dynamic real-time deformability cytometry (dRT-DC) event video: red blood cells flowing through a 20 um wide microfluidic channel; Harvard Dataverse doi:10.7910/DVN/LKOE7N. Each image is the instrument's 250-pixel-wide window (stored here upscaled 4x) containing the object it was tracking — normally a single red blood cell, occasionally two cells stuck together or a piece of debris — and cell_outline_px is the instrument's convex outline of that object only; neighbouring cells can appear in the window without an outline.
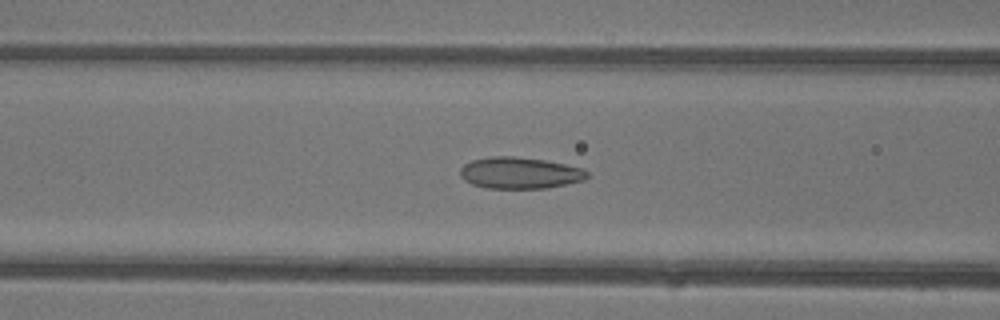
{"species": "common noctule bat (a hibernating species)", "species_latin": "Nyctalus noctula", "temperature_condition": "warm", "stored_images_in_passage": 26, "camera_frame_rate_fps": 3000, "um_per_image_px": 0.085, "animal": {"sex": "female"}, "frame": {"image": 1, "passage_image": 4, "time_ms": 1.0, "image_size_px": [1000, 320], "cell_outline_px": [[588, 176], [584, 180], [568, 184], [548, 188], [488, 188], [472, 184], [464, 180], [460, 176], [460, 168], [464, 164], [472, 160], [492, 156], [512, 156], [544, 160], [584, 168], [588, 172]], "centroid_in_image_um": [44.19, 14.7], "position_along_channel_um": 122.4, "area_um2": 23.35}}
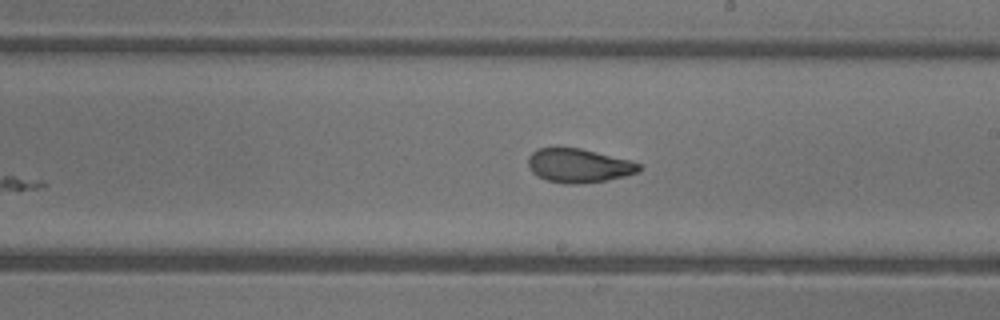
{"frame": {"image": 2, "passage_image": 12, "time_ms": 3.667, "image_size_px": [1000, 320], "cell_outline_px": [[640, 168], [636, 172], [624, 176], [604, 180], [580, 184], [568, 184], [548, 180], [532, 172], [528, 164], [528, 156], [532, 152], [540, 148], [556, 144], [580, 148], [628, 160], [640, 164]], "centroid_in_image_um": [49.11, 14.03], "position_along_channel_um": 239.9, "area_um2": 21.96}}
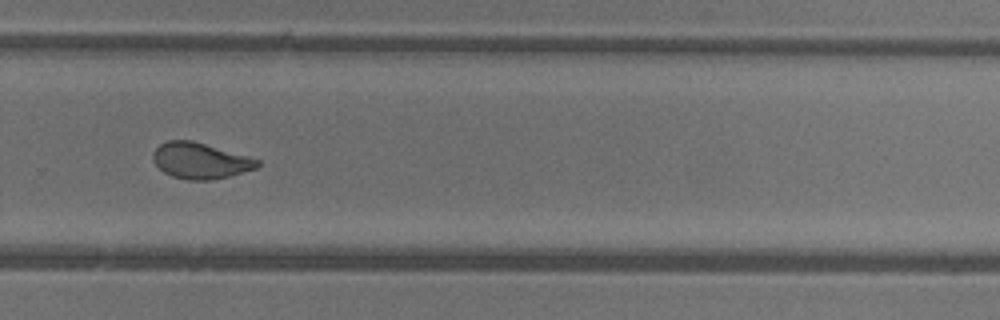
{"frame": {"image": 3, "passage_image": 17, "time_ms": 5.333, "image_size_px": [1000, 320], "cell_outline_px": [[260, 164], [256, 168], [228, 176], [212, 180], [188, 180], [172, 176], [164, 172], [152, 160], [152, 152], [160, 144], [168, 140], [192, 140], [248, 156], [260, 160]], "centroid_in_image_um": [17.0, 13.65], "position_along_channel_um": 312.8, "area_um2": 21.79}}